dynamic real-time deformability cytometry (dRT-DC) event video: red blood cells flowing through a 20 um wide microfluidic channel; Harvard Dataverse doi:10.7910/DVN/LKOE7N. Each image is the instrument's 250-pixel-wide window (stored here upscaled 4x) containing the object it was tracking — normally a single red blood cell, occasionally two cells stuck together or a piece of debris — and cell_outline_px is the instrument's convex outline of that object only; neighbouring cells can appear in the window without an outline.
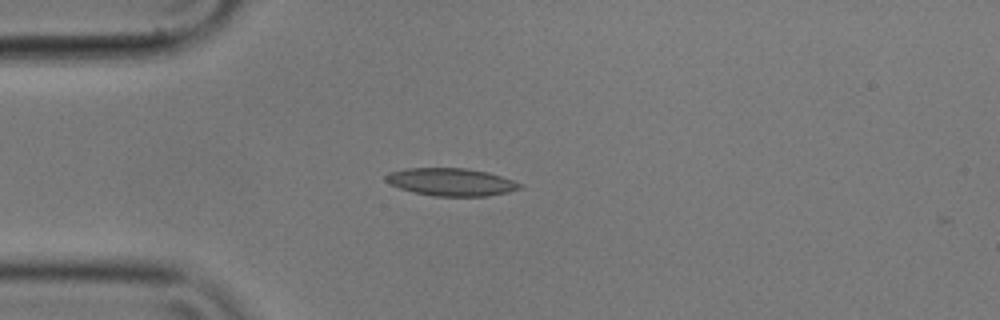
{"species": "common noctule bat (a hibernating species)", "species_latin": "Nyctalus noctula", "temperature_condition": "cold", "stored_images_in_passage": 3, "camera_frame_rate_fps": 3000, "um_per_image_px": 0.085, "animal": {"sex": "male", "body_mass_g": 17.9}, "frame": {"image": 1, "passage_image": 1, "time_ms": 0.0, "image_size_px": [1000, 320], "cell_outline_px": [[524, 188], [508, 192], [488, 196], [432, 196], [412, 192], [400, 188], [384, 180], [384, 176], [388, 172], [404, 168], [468, 168], [488, 172], [524, 184]], "centroid_in_image_um": [38.35, 15.47], "position_along_channel_um": 46.6, "area_um2": 21.85}}